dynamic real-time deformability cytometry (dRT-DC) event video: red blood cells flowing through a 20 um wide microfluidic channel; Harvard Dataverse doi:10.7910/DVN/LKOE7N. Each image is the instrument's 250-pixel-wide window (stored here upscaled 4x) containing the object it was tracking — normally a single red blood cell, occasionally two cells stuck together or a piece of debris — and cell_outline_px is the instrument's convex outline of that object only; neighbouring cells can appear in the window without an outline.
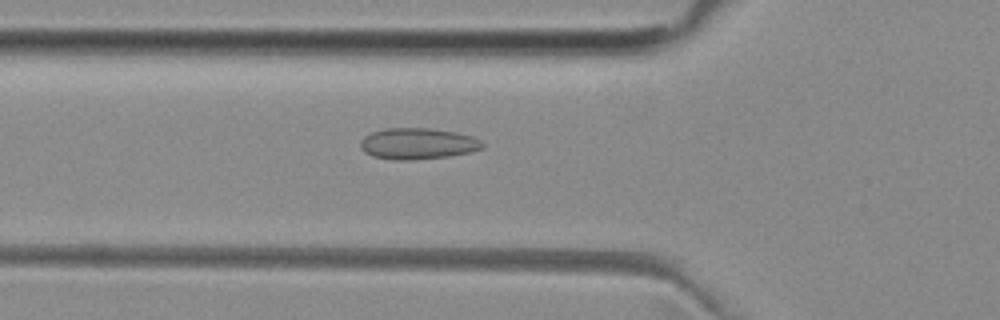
{"species": "common noctule bat (a hibernating species)", "species_latin": "Nyctalus noctula", "temperature_condition": "room temperature", "stored_images_in_passage": 35, "camera_frame_rate_fps": 3000, "um_per_image_px": 0.085, "animal": {"sex": "female", "body_mass_g": 29.2, "forearm_length_mm": 56.3}, "frame": {"image": 1, "passage_image": 7, "time_ms": 2.0, "image_size_px": [1000, 320], "cell_outline_px": [[484, 144], [480, 148], [468, 152], [448, 156], [412, 160], [392, 160], [372, 156], [364, 152], [360, 148], [360, 140], [364, 136], [372, 132], [388, 128], [432, 128], [456, 132], [472, 136], [480, 140]], "centroid_in_image_um": [35.46, 12.21], "position_along_channel_um": 90.3, "area_um2": 22.2}}
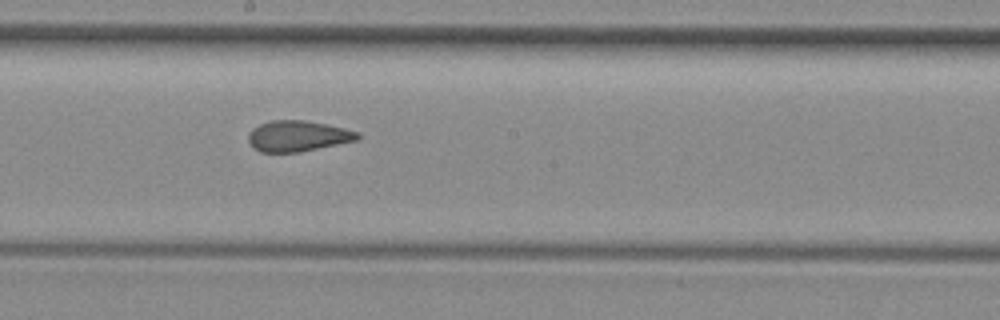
{"frame": {"image": 2, "passage_image": 17, "time_ms": 5.333, "image_size_px": [1000, 320], "cell_outline_px": [[360, 136], [356, 140], [300, 152], [260, 152], [252, 148], [248, 140], [248, 132], [252, 128], [260, 124], [272, 120], [304, 120], [328, 124], [360, 132]], "centroid_in_image_um": [25.28, 11.56], "position_along_channel_um": 222.9, "area_um2": 19.71}}
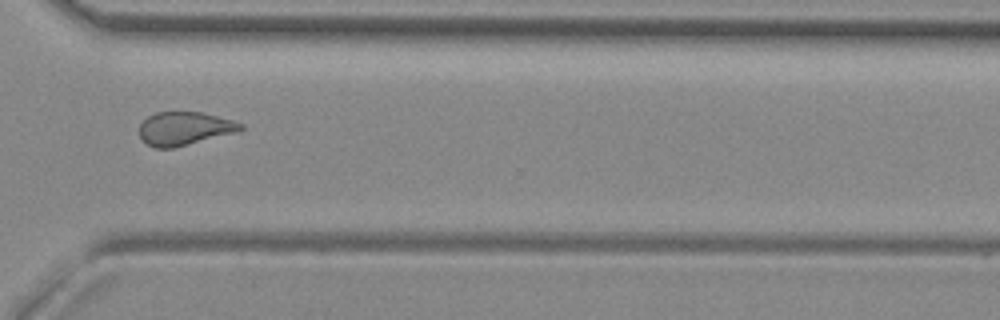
{"frame": {"image": 3, "passage_image": 27, "time_ms": 8.667, "image_size_px": [1000, 320], "cell_outline_px": [[244, 128], [236, 132], [172, 148], [156, 148], [140, 140], [140, 124], [148, 116], [156, 112], [204, 112], [232, 120], [244, 124]], "centroid_in_image_um": [15.67, 10.91], "position_along_channel_um": 354.9, "area_um2": 19.59}, "authors_computed_cell_mechanics": {"area_um2": 19.7676, "velocity_mm_per_s": 3.9709, "shape_relaxation_time_tau1_ms": null, "shape_relaxation_time_tau2_ms": 1.5177, "deformation_change_tau1": null, "deformation_change_tau2": 0.0757}}